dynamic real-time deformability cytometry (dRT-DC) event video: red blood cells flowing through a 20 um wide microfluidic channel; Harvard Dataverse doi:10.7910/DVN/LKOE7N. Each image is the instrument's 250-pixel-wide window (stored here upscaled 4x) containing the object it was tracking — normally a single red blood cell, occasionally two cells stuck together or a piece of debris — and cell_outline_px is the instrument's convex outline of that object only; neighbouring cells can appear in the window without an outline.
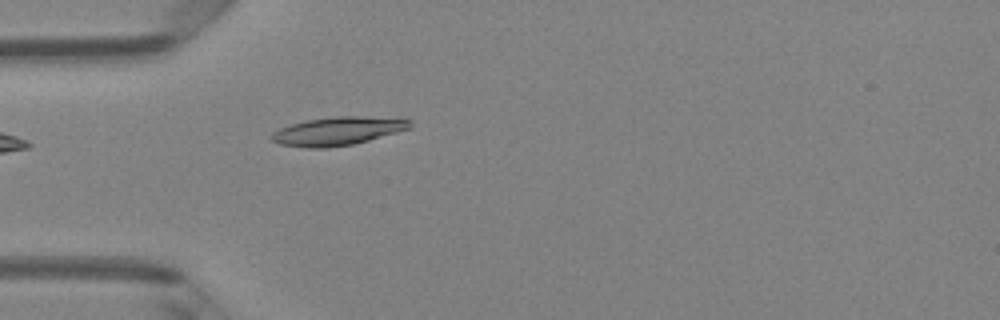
{"species": "Egyptian fruit bat (a non-hibernating species)", "species_latin": "Rousettus aegyptiacus", "temperature_condition": "room temperature", "stored_images_in_passage": 5, "camera_frame_rate_fps": 3000, "um_per_image_px": 0.085, "animal": {"sex": "female"}, "frame": {"image": 1, "passage_image": 5, "time_ms": 1.333, "image_size_px": [1000, 320], "cell_outline_px": [[412, 124], [408, 128], [396, 132], [368, 140], [352, 144], [324, 148], [308, 148], [280, 144], [272, 140], [268, 136], [272, 132], [280, 128], [292, 124], [308, 120], [336, 116], [360, 116], [412, 120]], "centroid_in_image_um": [28.64, 11.14], "position_along_channel_um": 56.4, "area_um2": 22.48}}